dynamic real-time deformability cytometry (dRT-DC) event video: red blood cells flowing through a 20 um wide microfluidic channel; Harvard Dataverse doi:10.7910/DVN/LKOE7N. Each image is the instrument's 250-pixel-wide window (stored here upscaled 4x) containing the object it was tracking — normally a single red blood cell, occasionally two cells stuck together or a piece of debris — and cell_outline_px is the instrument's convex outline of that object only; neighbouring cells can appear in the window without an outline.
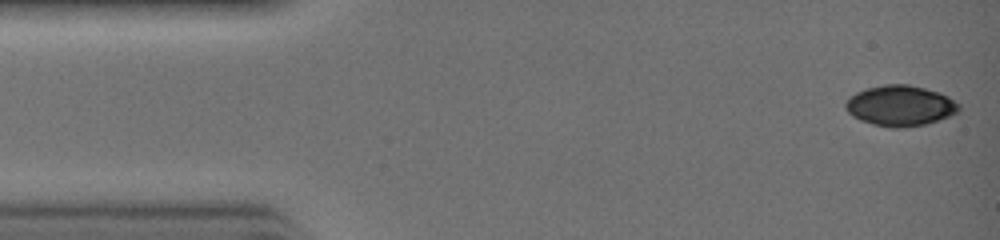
{"species": "common noctule bat (a hibernating species)", "species_latin": "Nyctalus noctula", "temperature_condition": "warm", "stored_images_in_passage": 32, "camera_frame_rate_fps": 3000, "um_per_image_px": 0.085, "animal": {"sex": "female", "body_mass_g": 19.0, "forearm_length_mm": 51.5}, "frame": {"image": 1, "passage_image": 1, "time_ms": 0.0, "image_size_px": [1000, 240], "cell_outline_px": [[960, 112], [924, 124], [904, 128], [892, 128], [872, 124], [860, 120], [852, 116], [844, 108], [844, 104], [848, 96], [856, 92], [868, 88], [884, 84], [908, 84], [940, 92], [948, 96], [960, 104]], "centroid_in_image_um": [76.5, 8.98], "position_along_channel_um": 8.5, "area_um2": 26.99}}
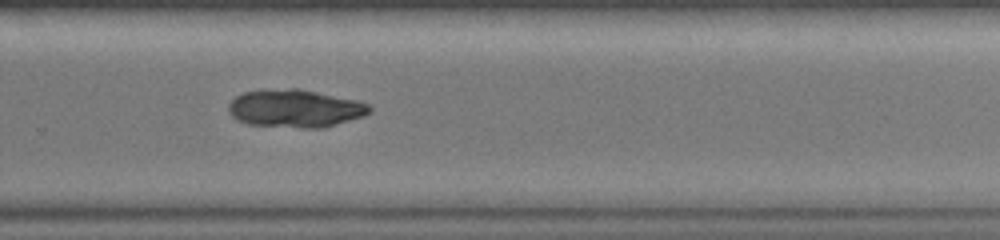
{"frame": {"image": 2, "passage_image": 21, "time_ms": 6.667, "image_size_px": [1000, 240], "cell_outline_px": [[372, 112], [364, 116], [320, 128], [304, 128], [248, 124], [236, 120], [228, 112], [228, 104], [236, 96], [244, 92], [288, 88], [300, 88], [360, 100], [372, 104]], "centroid_in_image_um": [25.14, 9.21], "position_along_channel_um": 304.7, "area_um2": 31.39}}
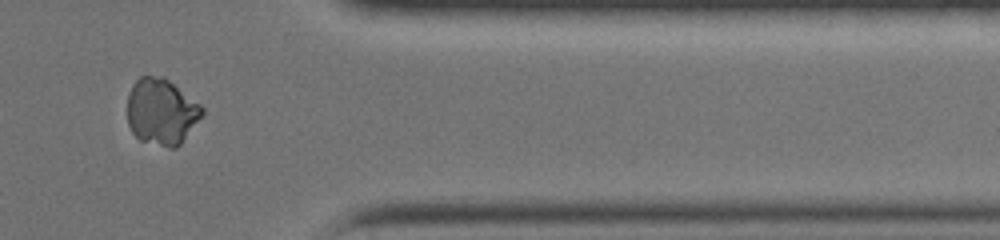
{"frame": {"image": 3, "passage_image": 26, "time_ms": 8.333, "image_size_px": [1000, 240], "cell_outline_px": [[204, 112], [180, 144], [176, 148], [168, 148], [140, 140], [132, 132], [128, 124], [128, 92], [132, 84], [140, 76], [164, 76], [200, 104], [204, 108]], "centroid_in_image_um": [13.7, 9.48], "position_along_channel_um": 397.7, "area_um2": 28.84}}